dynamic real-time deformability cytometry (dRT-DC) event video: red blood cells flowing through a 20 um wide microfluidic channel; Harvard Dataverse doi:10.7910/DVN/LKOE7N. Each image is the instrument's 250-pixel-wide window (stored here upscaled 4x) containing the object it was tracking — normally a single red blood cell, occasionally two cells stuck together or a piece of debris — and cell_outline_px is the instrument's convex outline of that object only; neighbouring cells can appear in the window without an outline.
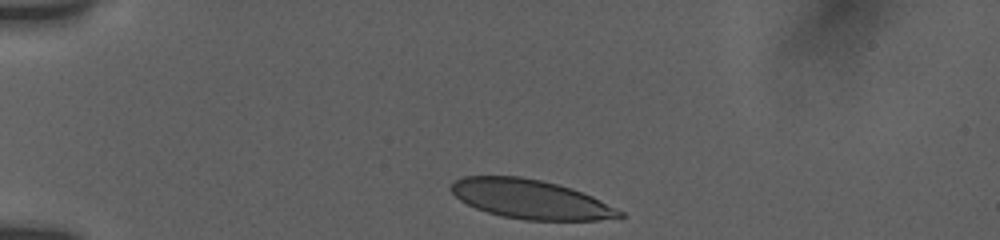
{"species": "human", "species_latin": "Homo sapiens", "temperature_condition": "room temperature", "stored_images_in_passage": 8, "camera_frame_rate_fps": 3000, "um_per_image_px": 0.085, "donor": {"sex": "female"}, "frame": {"image": 1, "passage_image": 1, "time_ms": 0.0, "image_size_px": [1000, 240], "cell_outline_px": [[624, 216], [620, 220], [524, 220], [500, 216], [476, 208], [460, 200], [448, 188], [456, 180], [464, 176], [520, 176], [540, 180], [572, 188], [592, 196], [624, 212]], "centroid_in_image_um": [45.14, 16.95], "position_along_channel_um": 39.9, "area_um2": 38.55}}